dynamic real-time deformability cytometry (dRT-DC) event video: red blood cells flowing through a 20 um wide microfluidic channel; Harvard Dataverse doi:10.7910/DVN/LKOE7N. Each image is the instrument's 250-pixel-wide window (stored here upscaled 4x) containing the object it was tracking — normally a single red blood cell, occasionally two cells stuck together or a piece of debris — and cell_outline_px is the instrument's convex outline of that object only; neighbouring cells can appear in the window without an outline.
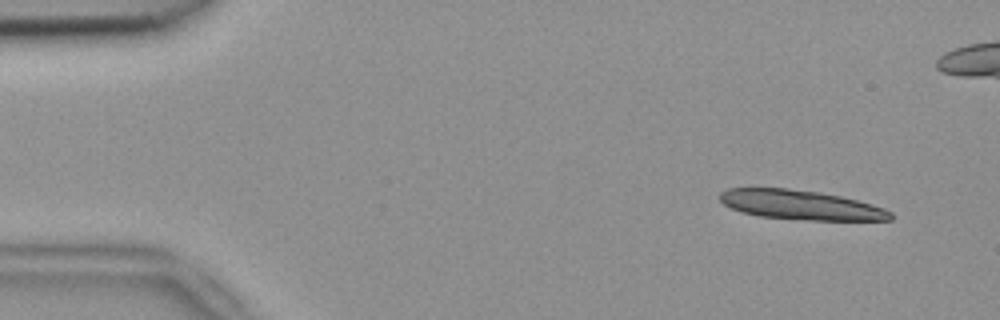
{"species": "common noctule bat (a hibernating species)", "species_latin": "Nyctalus noctula", "temperature_condition": "room temperature", "stored_images_in_passage": 13, "camera_frame_rate_fps": 3000, "um_per_image_px": 0.085, "animal": {"sex": "female", "body_mass_g": 18.4}, "frame": {"image": 1, "passage_image": 3, "time_ms": 0.667, "image_size_px": [1000, 320], "cell_outline_px": [[892, 220], [808, 220], [760, 216], [740, 212], [724, 204], [716, 196], [720, 192], [728, 188], [788, 188], [820, 192], [840, 196], [872, 204], [884, 208], [892, 212]], "centroid_in_image_um": [68.03, 17.41], "position_along_channel_um": 17.0, "area_um2": 29.36}}